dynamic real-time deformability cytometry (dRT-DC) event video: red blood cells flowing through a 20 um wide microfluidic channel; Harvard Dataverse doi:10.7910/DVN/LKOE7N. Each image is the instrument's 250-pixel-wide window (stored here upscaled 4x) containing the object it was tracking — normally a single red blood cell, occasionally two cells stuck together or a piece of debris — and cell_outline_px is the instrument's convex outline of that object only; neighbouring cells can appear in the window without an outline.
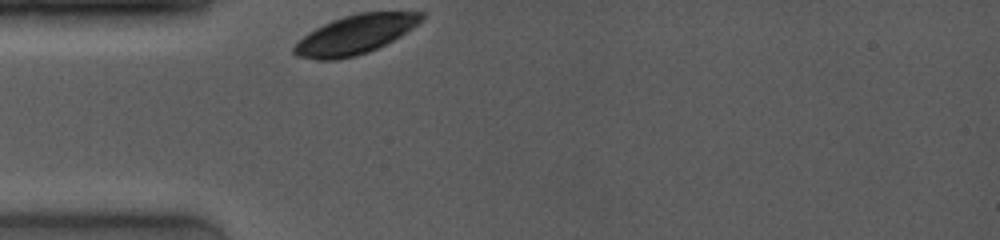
{"species": "common noctule bat (a hibernating species)", "species_latin": "Nyctalus noctula", "temperature_condition": "room temperature", "stored_images_in_passage": 11, "camera_frame_rate_fps": 4000, "um_per_image_px": 0.085, "animal": {"sex": "female", "body_mass_g": 19.0, "forearm_length_mm": 53.3}, "frame": {"image": 1, "passage_image": 1, "time_ms": 0.0, "image_size_px": [1000, 240], "cell_outline_px": [[424, 20], [400, 36], [376, 48], [356, 56], [336, 60], [316, 60], [296, 56], [292, 52], [292, 48], [308, 32], [332, 20], [344, 16], [360, 12], [424, 12]], "centroid_in_image_um": [30.18, 2.94], "position_along_channel_um": 54.8, "area_um2": 28.78}}
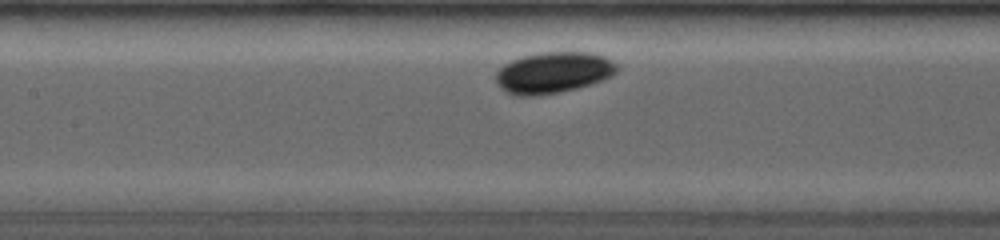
{"frame": {"image": 2, "passage_image": 10, "time_ms": 3.0, "image_size_px": [1000, 240], "cell_outline_px": [[620, 68], [612, 76], [604, 80], [592, 84], [560, 92], [540, 96], [516, 96], [500, 88], [496, 84], [496, 72], [504, 64], [512, 60], [524, 56], [540, 52], [592, 52], [604, 56], [612, 60]], "centroid_in_image_um": [47.05, 6.18], "position_along_channel_um": 160.3, "area_um2": 29.42}}